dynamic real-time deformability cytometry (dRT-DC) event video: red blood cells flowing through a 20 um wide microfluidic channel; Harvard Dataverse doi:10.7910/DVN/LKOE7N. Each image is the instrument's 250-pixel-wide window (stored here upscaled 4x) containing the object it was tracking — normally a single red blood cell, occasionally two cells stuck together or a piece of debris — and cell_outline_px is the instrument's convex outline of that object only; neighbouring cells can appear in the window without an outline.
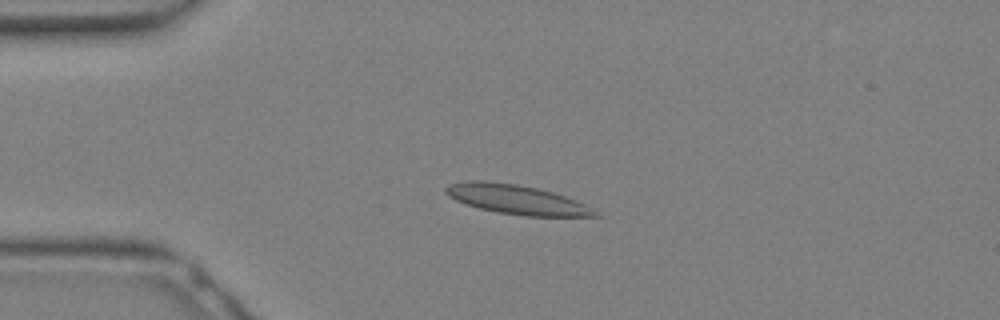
{"species": "Egyptian fruit bat (a non-hibernating species)", "species_latin": "Rousettus aegyptiacus", "temperature_condition": "warm", "stored_images_in_passage": 18, "camera_frame_rate_fps": 3000, "um_per_image_px": 0.085, "animal": {"sex": "female"}, "frame": {"image": 1, "passage_image": 3, "time_ms": 0.667, "image_size_px": [1000, 320], "cell_outline_px": [[604, 216], [524, 216], [496, 212], [480, 208], [456, 200], [448, 196], [444, 192], [444, 188], [448, 184], [464, 180], [480, 180], [516, 184], [536, 188], [552, 192], [576, 200], [592, 208]], "centroid_in_image_um": [43.88, 16.95], "position_along_channel_um": 41.1, "area_um2": 25.49}}
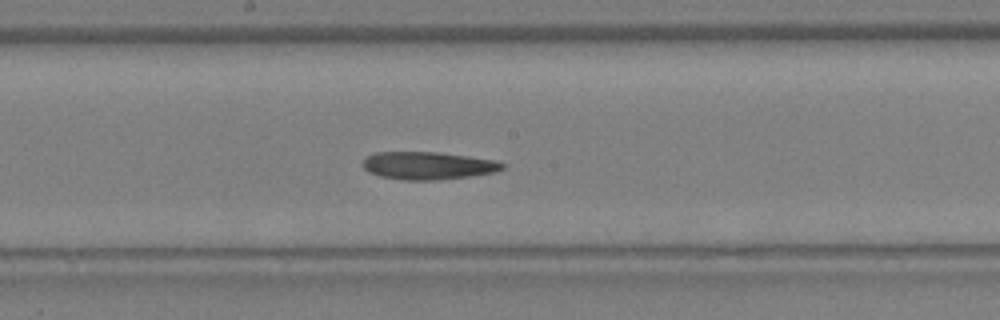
{"frame": {"image": 2, "passage_image": 12, "time_ms": 3.667, "image_size_px": [1000, 320], "cell_outline_px": [[508, 164], [504, 168], [496, 172], [468, 176], [436, 180], [404, 180], [380, 176], [368, 172], [364, 168], [364, 156], [376, 152], [440, 152], [496, 160]], "centroid_in_image_um": [36.4, 14.07], "position_along_channel_um": 211.8, "area_um2": 22.66}}
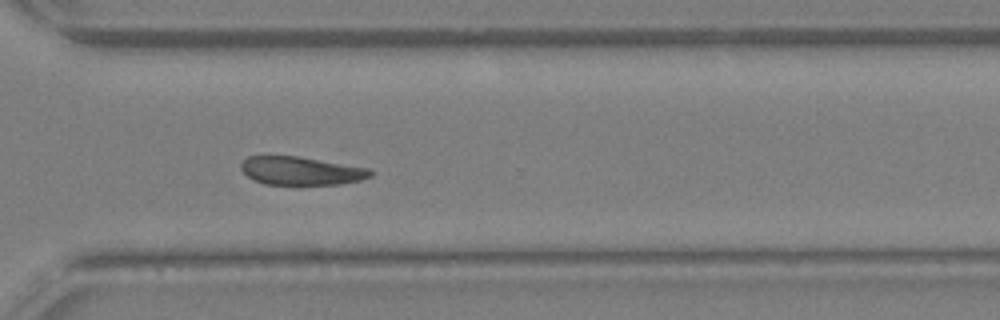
{"frame": {"image": 3, "passage_image": 18, "time_ms": 5.667, "image_size_px": [1000, 320], "cell_outline_px": [[376, 172], [372, 176], [360, 180], [340, 184], [264, 184], [248, 176], [240, 168], [240, 164], [248, 156], [296, 156], [368, 168]], "centroid_in_image_um": [25.61, 14.52], "position_along_channel_um": 345.0, "area_um2": 21.1}}